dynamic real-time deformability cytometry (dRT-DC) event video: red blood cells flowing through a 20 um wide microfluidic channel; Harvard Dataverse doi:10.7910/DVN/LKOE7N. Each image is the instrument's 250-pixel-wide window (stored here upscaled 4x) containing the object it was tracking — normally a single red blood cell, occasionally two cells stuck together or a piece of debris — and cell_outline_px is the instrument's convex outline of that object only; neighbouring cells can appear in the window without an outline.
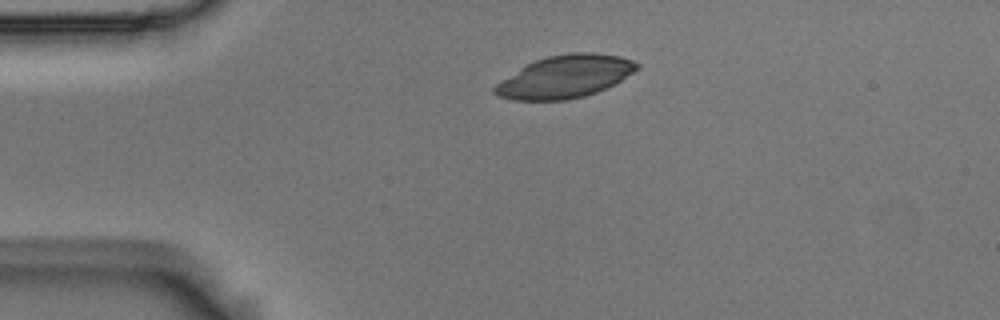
{"species": "Egyptian fruit bat (a non-hibernating species)", "species_latin": "Rousettus aegyptiacus", "temperature_condition": "room temperature", "stored_images_in_passage": 3, "camera_frame_rate_fps": 3000, "um_per_image_px": 0.085, "animal": {"sex": "male"}, "frame": {"image": 1, "passage_image": 1, "time_ms": 0.0, "image_size_px": [1000, 320], "cell_outline_px": [[640, 68], [620, 80], [596, 92], [584, 96], [568, 100], [512, 100], [496, 96], [492, 92], [492, 88], [496, 84], [520, 68], [536, 60], [548, 56], [572, 52], [592, 52], [620, 56], [632, 60], [640, 64]], "centroid_in_image_um": [48.01, 6.52], "position_along_channel_um": 37.0, "area_um2": 35.08}}